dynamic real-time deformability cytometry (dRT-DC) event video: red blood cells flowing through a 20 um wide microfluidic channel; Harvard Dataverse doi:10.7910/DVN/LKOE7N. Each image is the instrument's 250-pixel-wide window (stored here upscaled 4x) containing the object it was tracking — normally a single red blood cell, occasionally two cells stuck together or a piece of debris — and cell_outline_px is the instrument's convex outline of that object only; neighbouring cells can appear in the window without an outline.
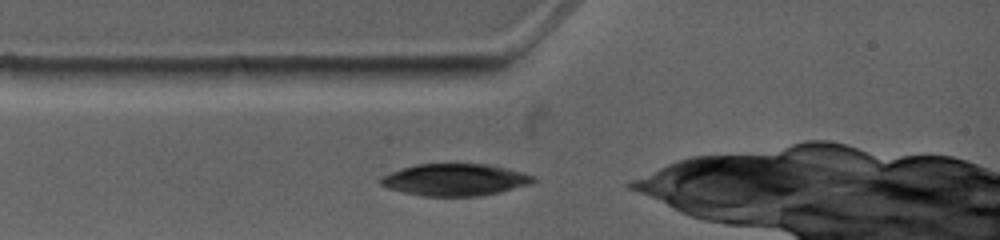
{"species": "common noctule bat (a hibernating species)", "species_latin": "Nyctalus noctula", "temperature_condition": "warm", "stored_images_in_passage": 1, "camera_frame_rate_fps": 4500, "um_per_image_px": 0.085, "animal": {"sex": "female", "body_mass_g": 19.0, "forearm_length_mm": 53.3}, "frame": {"image": 1, "passage_image": 1, "time_ms": 0.0, "image_size_px": [1000, 240], "cell_outline_px": [[536, 180], [532, 184], [500, 192], [480, 196], [424, 196], [404, 192], [388, 188], [380, 184], [376, 180], [392, 172], [416, 164], [488, 164], [536, 176]], "centroid_in_image_um": [38.69, 15.29], "position_along_channel_um": 46.3, "area_um2": 28.32}}